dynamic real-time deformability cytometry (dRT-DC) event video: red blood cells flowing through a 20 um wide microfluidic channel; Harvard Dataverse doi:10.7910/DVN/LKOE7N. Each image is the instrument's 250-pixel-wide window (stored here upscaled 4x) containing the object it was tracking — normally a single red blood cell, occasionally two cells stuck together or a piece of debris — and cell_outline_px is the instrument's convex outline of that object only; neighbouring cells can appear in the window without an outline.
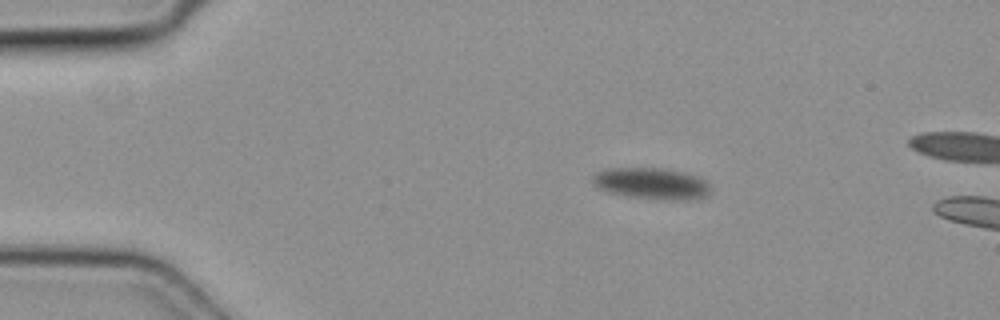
{"species": "common noctule bat (a hibernating species)", "species_latin": "Nyctalus noctula", "temperature_condition": "cold", "stored_images_in_passage": 2, "camera_frame_rate_fps": 3000, "um_per_image_px": 0.085, "animal": {"sex": "female", "body_mass_g": 19.3, "forearm_length_mm": 54.1}, "frame": {"image": 1, "passage_image": 1, "time_ms": 0.0, "image_size_px": [1000, 320], "cell_outline_px": [[712, 188], [708, 196], [700, 200], [664, 200], [628, 196], [608, 192], [592, 184], [592, 176], [596, 172], [608, 168], [660, 168], [684, 172], [700, 176], [708, 180]], "centroid_in_image_um": [55.48, 15.61], "position_along_channel_um": 29.5, "area_um2": 22.2}}